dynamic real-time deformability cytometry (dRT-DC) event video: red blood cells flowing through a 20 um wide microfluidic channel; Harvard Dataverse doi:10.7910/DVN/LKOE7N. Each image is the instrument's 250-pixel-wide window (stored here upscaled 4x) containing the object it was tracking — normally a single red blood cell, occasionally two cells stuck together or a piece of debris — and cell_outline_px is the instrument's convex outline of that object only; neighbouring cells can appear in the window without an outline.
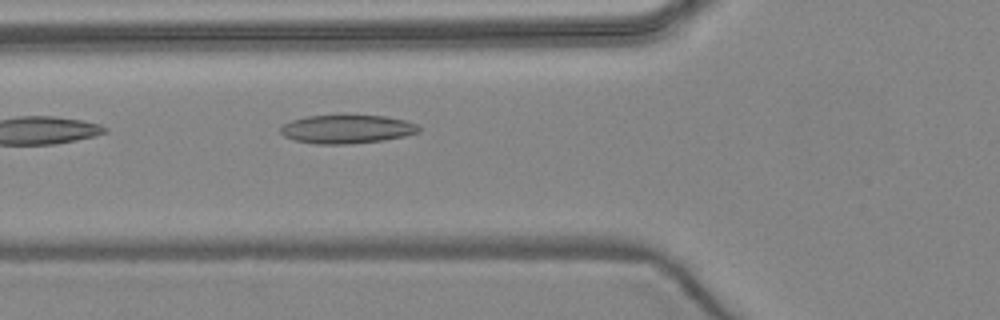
{"species": "common noctule bat (a hibernating species)", "species_latin": "Nyctalus noctula", "temperature_condition": "warm", "stored_images_in_passage": 4, "camera_frame_rate_fps": 3000, "um_per_image_px": 0.085, "animal": {"sex": "female", "body_mass_g": 24.6, "forearm_length_mm": 56.2}, "frame": {"image": 1, "passage_image": 4, "time_ms": 4.333, "image_size_px": [1000, 320], "cell_outline_px": [[420, 132], [404, 136], [384, 140], [348, 144], [316, 144], [296, 140], [284, 136], [280, 132], [280, 128], [284, 124], [292, 120], [308, 116], [384, 116], [404, 120], [416, 124], [420, 128]], "centroid_in_image_um": [29.49, 10.99], "position_along_channel_um": 96.3, "area_um2": 22.72}}